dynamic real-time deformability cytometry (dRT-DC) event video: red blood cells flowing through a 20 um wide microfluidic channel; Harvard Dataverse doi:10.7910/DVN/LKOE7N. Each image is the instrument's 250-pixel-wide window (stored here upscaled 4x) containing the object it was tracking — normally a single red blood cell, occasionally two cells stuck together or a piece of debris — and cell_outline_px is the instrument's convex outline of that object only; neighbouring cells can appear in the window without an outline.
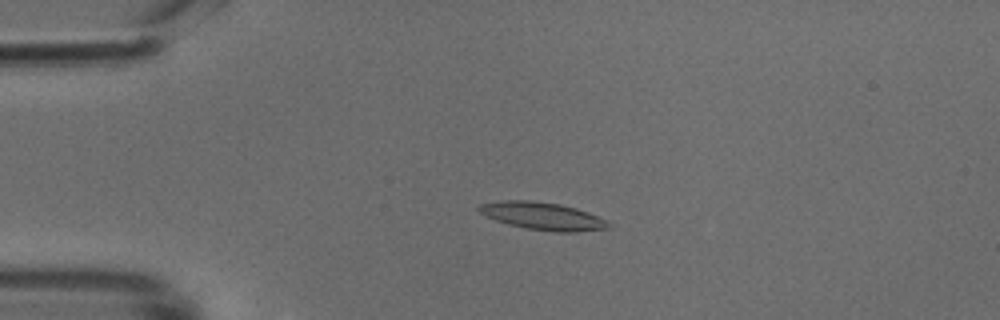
{"species": "common noctule bat (a hibernating species)", "species_latin": "Nyctalus noctula", "temperature_condition": "cold", "stored_images_in_passage": 16, "camera_frame_rate_fps": 3000, "um_per_image_px": 0.085, "animal": {"sex": "male", "body_mass_g": 18.8}, "frame": {"image": 1, "passage_image": 4, "time_ms": 1.0, "image_size_px": [1000, 320], "cell_outline_px": [[612, 228], [576, 232], [556, 232], [528, 228], [508, 224], [496, 220], [480, 212], [476, 208], [480, 204], [500, 200], [532, 200], [560, 204], [576, 208], [588, 212], [608, 220], [612, 224]], "centroid_in_image_um": [46.19, 18.36], "position_along_channel_um": 38.8, "area_um2": 20.92}}
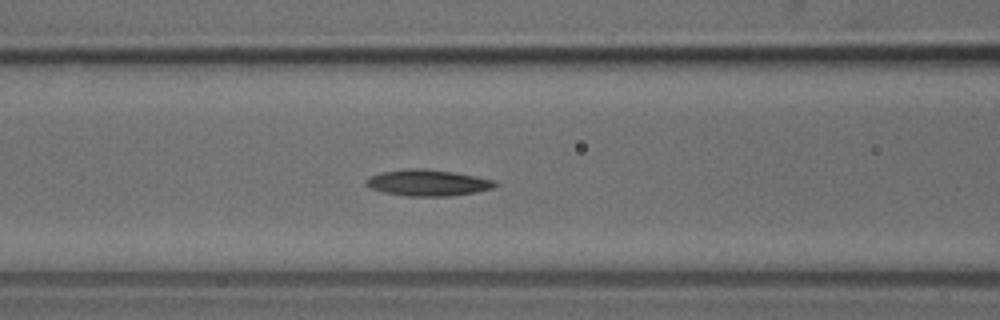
{"frame": {"image": 2, "passage_image": 13, "time_ms": 4.0, "image_size_px": [1000, 320], "cell_outline_px": [[496, 184], [492, 188], [476, 192], [448, 196], [404, 196], [384, 192], [368, 188], [364, 184], [364, 180], [380, 172], [408, 168], [428, 168], [452, 172], [496, 180]], "centroid_in_image_um": [36.3, 15.53], "position_along_channel_um": 130.3, "area_um2": 19.83}}
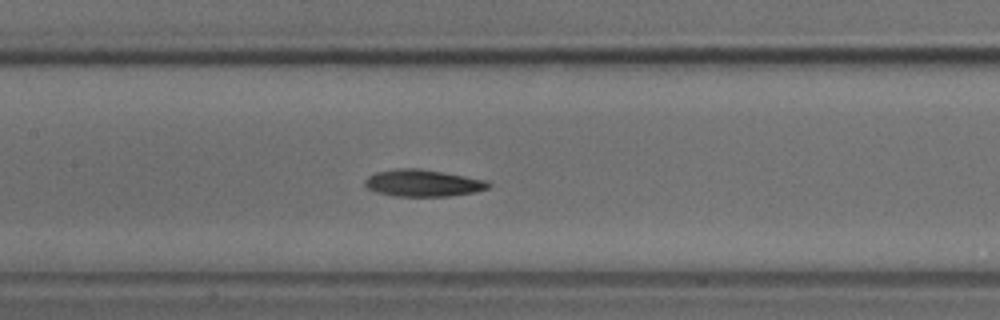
{"frame": {"image": 3, "passage_image": 16, "time_ms": 5.0, "image_size_px": [1000, 320], "cell_outline_px": [[492, 184], [488, 188], [476, 192], [448, 196], [392, 196], [376, 192], [368, 188], [364, 184], [364, 180], [368, 176], [376, 172], [396, 168], [416, 168], [444, 172], [488, 180]], "centroid_in_image_um": [35.96, 15.56], "position_along_channel_um": 171.4, "area_um2": 19.54}}